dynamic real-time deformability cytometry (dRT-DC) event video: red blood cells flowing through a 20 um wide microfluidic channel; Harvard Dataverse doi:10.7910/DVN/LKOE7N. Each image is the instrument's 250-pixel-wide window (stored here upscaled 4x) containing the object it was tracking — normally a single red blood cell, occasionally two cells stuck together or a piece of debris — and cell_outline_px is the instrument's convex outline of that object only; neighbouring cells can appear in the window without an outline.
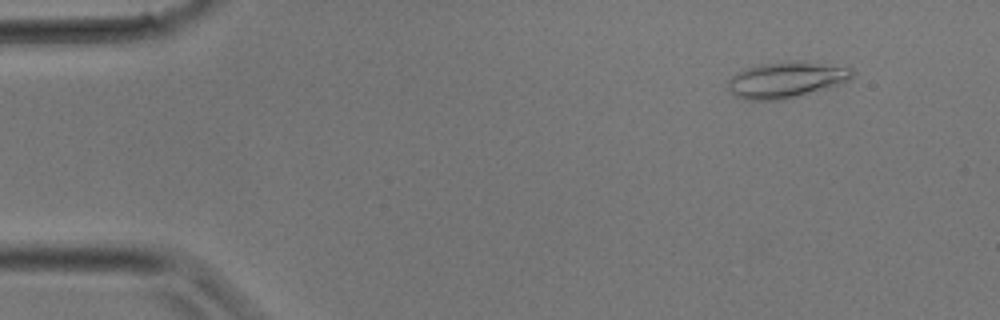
{"species": "common noctule bat (a hibernating species)", "species_latin": "Nyctalus noctula", "temperature_condition": "room temperature", "stored_images_in_passage": 28, "camera_frame_rate_fps": 3000, "um_per_image_px": 0.085, "animal": {"sex": "male", "body_mass_g": 17.9}, "frame": {"image": 1, "passage_image": 1, "time_ms": 0.0, "image_size_px": [1000, 320], "cell_outline_px": [[852, 76], [848, 80], [824, 88], [784, 100], [744, 100], [736, 96], [728, 88], [728, 80], [736, 72], [752, 64], [796, 60], [800, 60], [852, 68]], "centroid_in_image_um": [66.74, 6.76], "position_along_channel_um": 18.3, "area_um2": 26.13}}
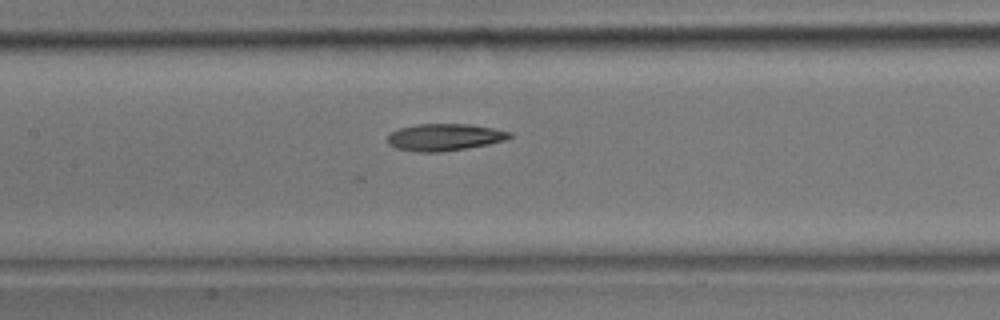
{"frame": {"image": 2, "passage_image": 12, "time_ms": 3.667, "image_size_px": [1000, 320], "cell_outline_px": [[512, 136], [504, 140], [488, 144], [440, 152], [416, 152], [396, 148], [388, 144], [388, 136], [392, 132], [400, 128], [416, 124], [472, 124], [512, 132]], "centroid_in_image_um": [37.77, 11.66], "position_along_channel_um": 169.6, "area_um2": 19.07}}
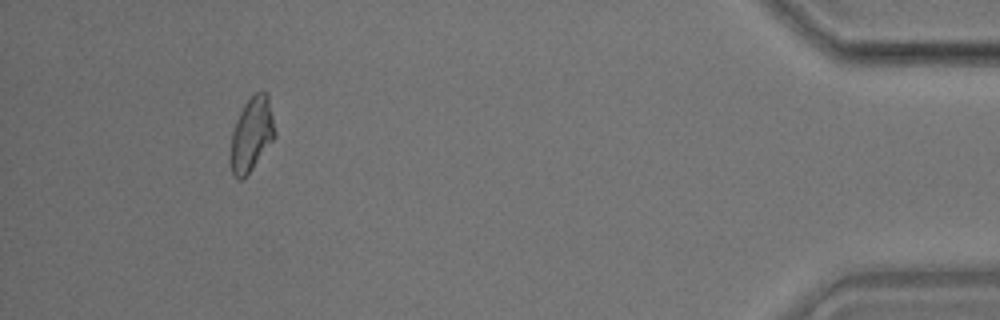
{"frame": {"image": 3, "passage_image": 26, "time_ms": 8.333, "image_size_px": [1000, 320], "cell_outline_px": [[276, 136], [252, 168], [240, 180], [236, 180], [232, 172], [228, 156], [232, 132], [236, 120], [244, 104], [256, 92], [268, 92], [276, 132]], "centroid_in_image_um": [21.37, 11.42], "position_along_channel_um": 413.8, "area_um2": 19.25}}